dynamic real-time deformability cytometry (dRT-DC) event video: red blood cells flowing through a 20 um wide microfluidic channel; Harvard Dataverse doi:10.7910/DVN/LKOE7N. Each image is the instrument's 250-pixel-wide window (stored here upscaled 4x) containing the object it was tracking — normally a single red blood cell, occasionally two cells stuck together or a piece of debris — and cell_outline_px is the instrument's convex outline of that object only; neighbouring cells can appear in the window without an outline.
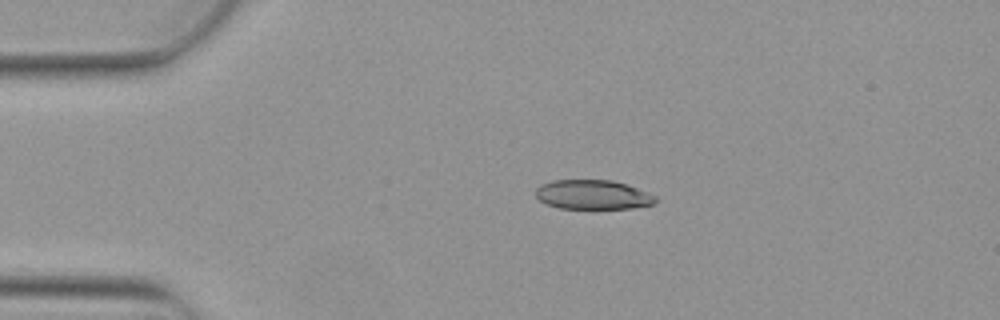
{"species": "Egyptian fruit bat (a non-hibernating species)", "species_latin": "Rousettus aegyptiacus", "temperature_condition": "warm", "stored_images_in_passage": 2, "camera_frame_rate_fps": 3000, "um_per_image_px": 0.085, "animal": {"sex": "female"}, "frame": {"image": 1, "passage_image": 1, "time_ms": 0.0, "image_size_px": [1000, 320], "cell_outline_px": [[660, 200], [652, 204], [632, 208], [560, 208], [548, 204], [540, 200], [536, 196], [536, 188], [540, 184], [552, 180], [612, 180], [648, 192], [656, 196]], "centroid_in_image_um": [50.4, 16.54], "position_along_channel_um": 34.6, "area_um2": 20.4}}